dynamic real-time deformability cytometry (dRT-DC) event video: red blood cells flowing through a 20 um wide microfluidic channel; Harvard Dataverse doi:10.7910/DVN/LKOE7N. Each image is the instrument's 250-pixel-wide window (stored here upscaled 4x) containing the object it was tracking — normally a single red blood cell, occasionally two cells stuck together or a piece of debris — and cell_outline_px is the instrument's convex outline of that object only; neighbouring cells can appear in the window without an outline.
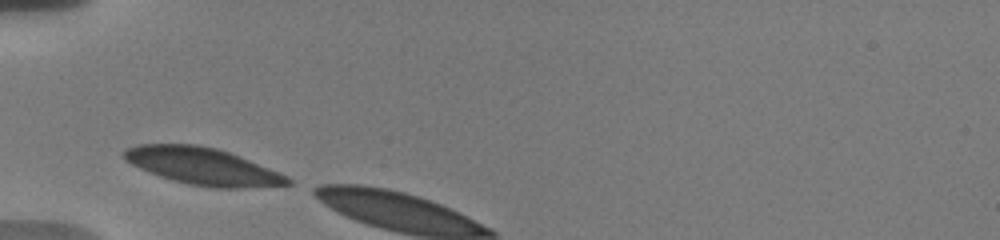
{"species": "human", "species_latin": "Homo sapiens", "temperature_condition": "warm", "stored_images_in_passage": 2, "camera_frame_rate_fps": 3000, "um_per_image_px": 0.085, "donor": {"sex": "male"}, "frame": {"image": 1, "passage_image": 1, "time_ms": 0.0, "image_size_px": [1000, 240], "cell_outline_px": [[292, 184], [244, 188], [216, 188], [188, 184], [172, 180], [148, 172], [124, 160], [120, 156], [124, 148], [136, 144], [196, 144], [216, 148], [240, 156], [280, 172], [288, 176], [292, 180]], "centroid_in_image_um": [17.2, 14.12], "position_along_channel_um": 67.8, "area_um2": 35.55}}